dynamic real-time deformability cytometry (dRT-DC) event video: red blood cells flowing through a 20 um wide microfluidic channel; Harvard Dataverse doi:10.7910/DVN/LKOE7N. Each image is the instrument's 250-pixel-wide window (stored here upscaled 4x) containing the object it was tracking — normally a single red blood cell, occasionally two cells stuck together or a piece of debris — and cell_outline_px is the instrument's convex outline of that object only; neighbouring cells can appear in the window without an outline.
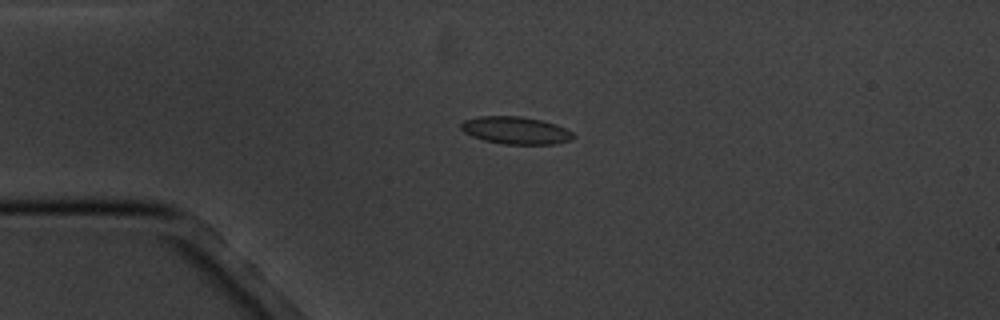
{"species": "common noctule bat (a hibernating species)", "species_latin": "Nyctalus noctula", "temperature_condition": "cold", "stored_images_in_passage": 5, "camera_frame_rate_fps": 3000, "um_per_image_px": 0.085, "animal": {"sex": "male", "body_mass_g": 20.1, "forearm_length_mm": 53.5}, "frame": {"image": 1, "passage_image": 4, "time_ms": 3.667, "image_size_px": [1000, 320], "cell_outline_px": [[572, 140], [552, 144], [504, 144], [484, 140], [472, 136], [464, 132], [460, 128], [460, 124], [464, 120], [480, 116], [520, 116], [540, 120], [556, 124], [572, 132]], "centroid_in_image_um": [43.8, 11.08], "position_along_channel_um": 41.2, "area_um2": 17.8}}